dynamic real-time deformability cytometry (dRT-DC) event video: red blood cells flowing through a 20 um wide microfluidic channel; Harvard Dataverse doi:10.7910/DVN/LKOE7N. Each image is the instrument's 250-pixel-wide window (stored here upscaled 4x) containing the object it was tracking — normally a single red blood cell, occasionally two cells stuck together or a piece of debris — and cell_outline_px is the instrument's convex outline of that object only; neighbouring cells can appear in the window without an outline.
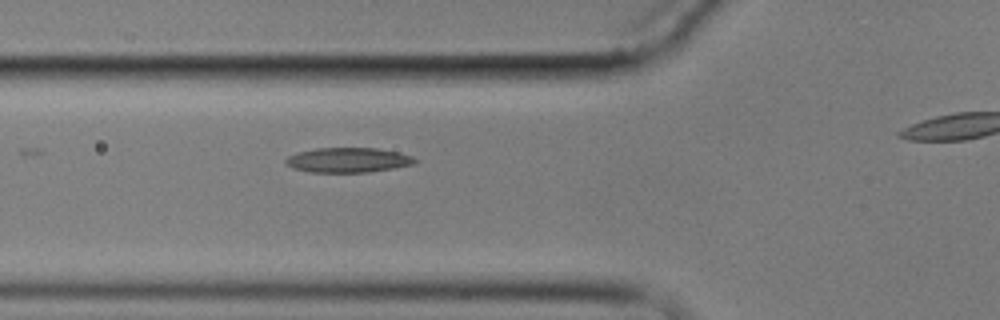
{"species": "common noctule bat (a hibernating species)", "species_latin": "Nyctalus noctula", "temperature_condition": "cold", "stored_images_in_passage": 7, "segment_of_instrument_passage": [1, 2], "camera_frame_rate_fps": 3000, "um_per_image_px": 0.085, "animal": {"sex": "male", "body_mass_g": 17.9}, "frame": {"image": 1, "passage_image": 6, "time_ms": 6.667, "image_size_px": [1000, 320], "cell_outline_px": [[420, 160], [416, 164], [368, 172], [308, 172], [292, 168], [284, 160], [288, 156], [296, 152], [316, 148], [376, 148], [400, 152], [412, 156]], "centroid_in_image_um": [29.61, 13.6], "position_along_channel_um": 96.2, "area_um2": 18.84}}